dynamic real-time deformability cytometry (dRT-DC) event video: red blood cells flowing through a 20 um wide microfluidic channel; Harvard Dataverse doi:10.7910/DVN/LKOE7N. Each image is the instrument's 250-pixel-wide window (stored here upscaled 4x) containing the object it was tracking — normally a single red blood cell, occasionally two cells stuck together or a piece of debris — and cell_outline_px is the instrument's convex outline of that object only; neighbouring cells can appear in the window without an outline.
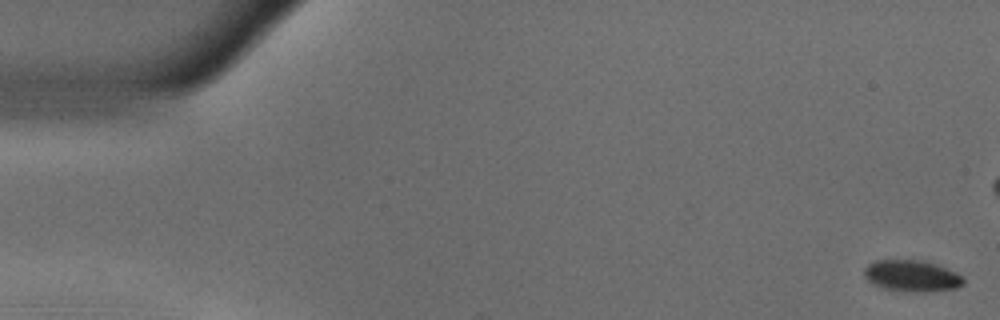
{"species": "common noctule bat (a hibernating species)", "species_latin": "Nyctalus noctula", "temperature_condition": "warm", "stored_images_in_passage": 45, "camera_frame_rate_fps": 3000, "um_per_image_px": 0.085, "animal": {"sex": "male", "body_mass_g": 18.8}, "frame": {"image": 1, "passage_image": 1, "time_ms": 0.0, "image_size_px": [1000, 320], "cell_outline_px": [[964, 284], [956, 288], [924, 292], [916, 292], [884, 288], [872, 284], [864, 276], [864, 268], [868, 264], [876, 260], [920, 260], [936, 264], [956, 272], [964, 280]], "centroid_in_image_um": [77.49, 23.44], "position_along_channel_um": 7.5, "area_um2": 18.03}}
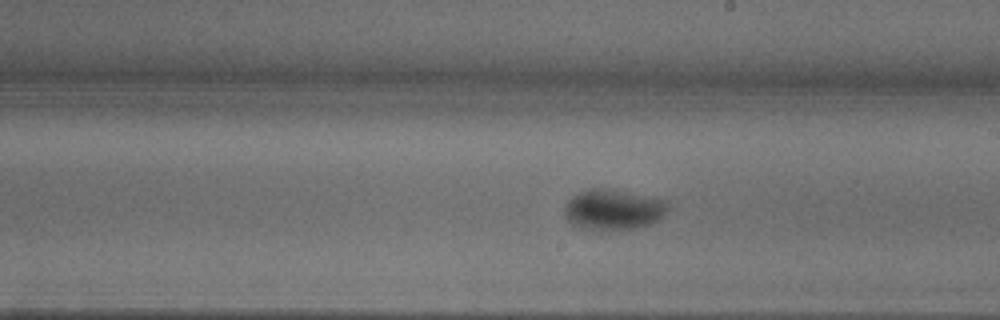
{"frame": {"image": 2, "passage_image": 31, "time_ms": 10.0, "image_size_px": [1000, 320], "cell_outline_px": [[668, 208], [652, 224], [636, 228], [600, 232], [584, 228], [572, 224], [564, 208], [568, 200], [572, 196], [580, 192], [592, 188], [604, 188], [668, 200]], "centroid_in_image_um": [52.13, 17.84], "position_along_channel_um": 236.9, "area_um2": 24.28}}
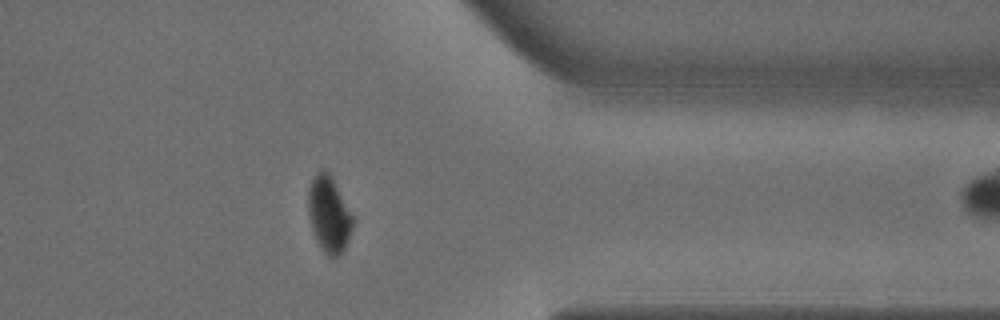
{"frame": {"image": 3, "passage_image": 44, "time_ms": 14.333, "image_size_px": [1000, 320], "cell_outline_px": [[356, 220], [348, 240], [340, 256], [328, 256], [320, 248], [316, 240], [308, 216], [308, 188], [316, 172], [324, 168], [328, 172], [356, 216]], "centroid_in_image_um": [27.99, 18.22], "position_along_channel_um": 383.4, "area_um2": 20.23}}